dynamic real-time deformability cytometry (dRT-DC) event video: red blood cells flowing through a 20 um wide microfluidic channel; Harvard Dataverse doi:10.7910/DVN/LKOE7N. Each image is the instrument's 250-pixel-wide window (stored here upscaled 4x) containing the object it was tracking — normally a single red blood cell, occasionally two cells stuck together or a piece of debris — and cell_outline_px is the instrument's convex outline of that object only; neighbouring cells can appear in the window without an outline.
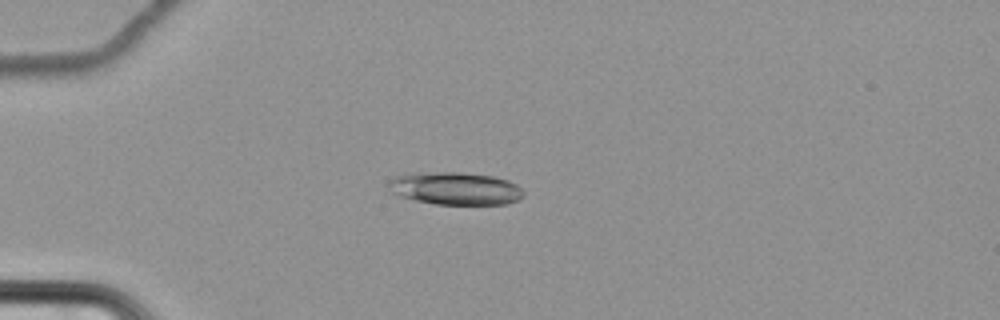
{"species": "common noctule bat (a hibernating species)", "species_latin": "Nyctalus noctula", "temperature_condition": "cold", "stored_images_in_passage": 64, "camera_frame_rate_fps": 3000, "um_per_image_px": 0.085, "animal": {"sex": "female", "body_mass_g": 22.7, "forearm_length_mm": 54.2}, "frame": {"image": 1, "passage_image": 20, "time_ms": 6.333, "image_size_px": [1000, 320], "cell_outline_px": [[524, 196], [520, 200], [508, 204], [436, 204], [416, 200], [400, 196], [392, 192], [388, 188], [388, 180], [396, 176], [412, 172], [460, 172], [496, 176], [508, 180], [516, 184], [524, 192]], "centroid_in_image_um": [38.72, 16.01], "position_along_channel_um": 46.3, "area_um2": 26.01}}
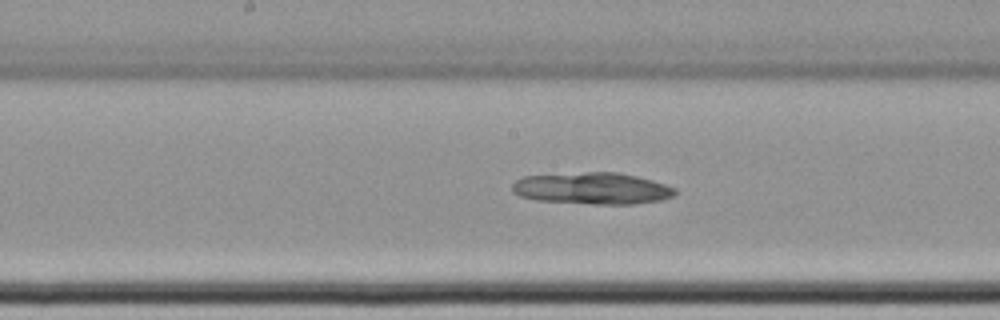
{"frame": {"image": 2, "passage_image": 36, "time_ms": 11.667, "image_size_px": [1000, 320], "cell_outline_px": [[676, 196], [660, 200], [632, 204], [592, 204], [536, 200], [520, 196], [512, 192], [512, 184], [516, 180], [524, 176], [588, 172], [620, 172], [652, 180], [676, 188]], "centroid_in_image_um": [50.35, 16.01], "position_along_channel_um": 197.8, "area_um2": 30.17}}
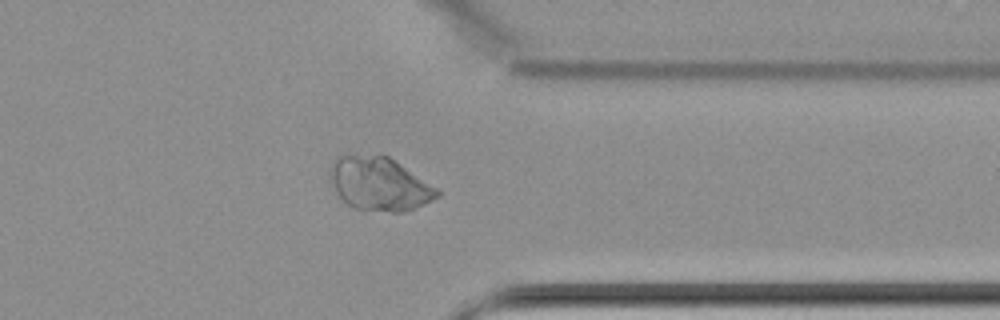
{"frame": {"image": 3, "passage_image": 52, "time_ms": 17.0, "image_size_px": [1000, 320], "cell_outline_px": [[440, 196], [424, 204], [400, 212], [392, 212], [356, 208], [348, 204], [336, 192], [328, 172], [332, 164], [340, 156], [388, 156], [436, 188], [440, 192]], "centroid_in_image_um": [32.25, 15.65], "position_along_channel_um": 379.2, "area_um2": 32.31}}